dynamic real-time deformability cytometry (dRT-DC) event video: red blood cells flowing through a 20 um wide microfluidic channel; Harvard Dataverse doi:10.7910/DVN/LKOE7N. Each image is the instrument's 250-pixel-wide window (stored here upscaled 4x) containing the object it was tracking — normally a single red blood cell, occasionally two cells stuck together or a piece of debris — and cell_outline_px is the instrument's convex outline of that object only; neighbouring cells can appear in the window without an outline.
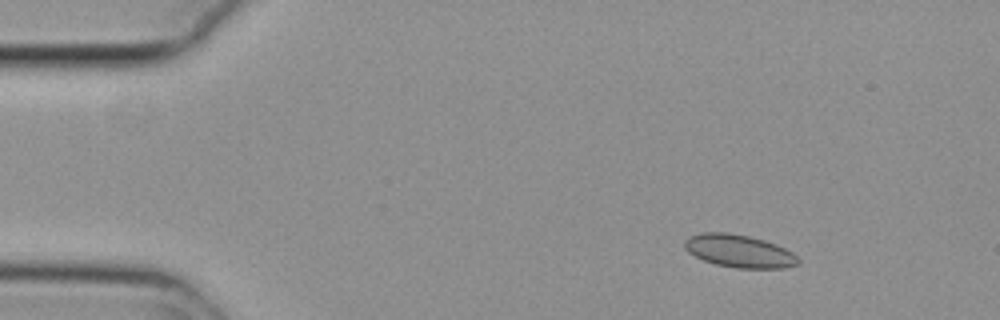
{"species": "common noctule bat (a hibernating species)", "species_latin": "Nyctalus noctula", "temperature_condition": "cold", "stored_images_in_passage": 48, "camera_frame_rate_fps": 3000, "um_per_image_px": 0.085, "animal": {"sex": "female", "body_mass_g": 29.2, "forearm_length_mm": 56.3}, "frame": {"image": 1, "passage_image": 1, "time_ms": 0.0, "image_size_px": [1000, 320], "cell_outline_px": [[800, 264], [784, 268], [736, 268], [716, 264], [704, 260], [688, 252], [684, 248], [684, 240], [688, 236], [700, 232], [728, 232], [748, 236], [764, 240], [776, 244], [792, 252], [800, 260]], "centroid_in_image_um": [62.81, 21.33], "position_along_channel_um": 22.2, "area_um2": 21.79}}
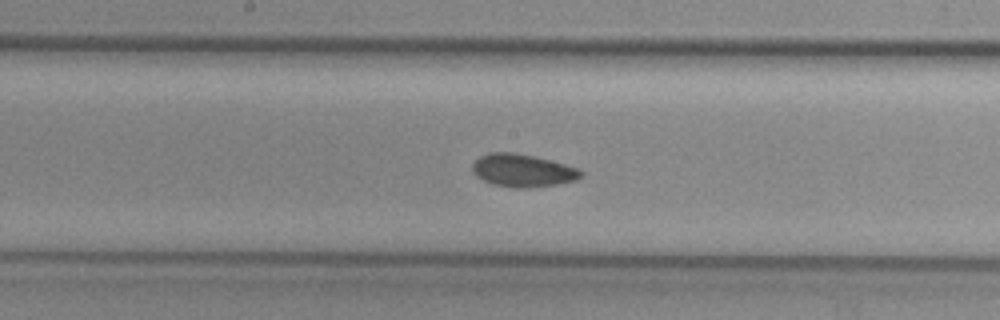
{"frame": {"image": 2, "passage_image": 22, "time_ms": 7.0, "image_size_px": [1000, 320], "cell_outline_px": [[584, 172], [576, 180], [556, 184], [524, 188], [512, 188], [492, 184], [476, 176], [472, 172], [472, 164], [480, 156], [488, 152], [512, 152], [532, 156], [580, 168]], "centroid_in_image_um": [44.4, 14.49], "position_along_channel_um": 203.8, "area_um2": 20.63}}
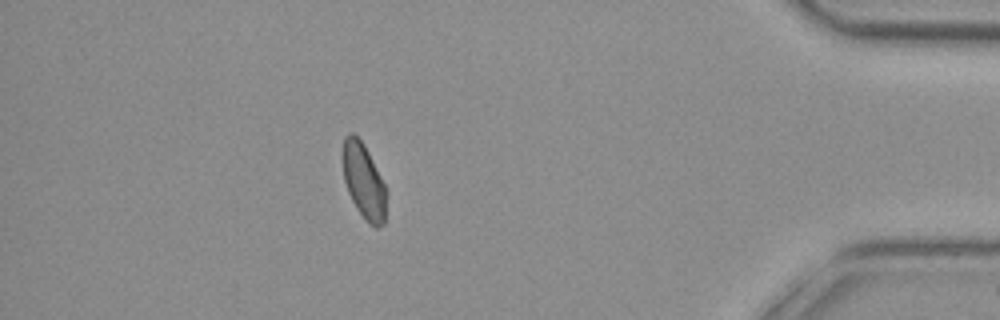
{"frame": {"image": 3, "passage_image": 42, "time_ms": 13.667, "image_size_px": [1000, 320], "cell_outline_px": [[388, 192], [384, 224], [376, 228], [356, 208], [348, 192], [344, 180], [344, 136], [348, 132], [352, 132], [364, 144]], "centroid_in_image_um": [30.95, 15.41], "position_along_channel_um": 404.3, "area_um2": 18.73}, "authors_computed_cell_mechanics": {"area_um2": 20.2589, "velocity_mm_per_s": 3.7541, "shape_relaxation_time_tau1_ms": null, "shape_relaxation_time_tau2_ms": 5.4495, "deformation_change_tau1": null, "deformation_change_tau2": 0.0791}}